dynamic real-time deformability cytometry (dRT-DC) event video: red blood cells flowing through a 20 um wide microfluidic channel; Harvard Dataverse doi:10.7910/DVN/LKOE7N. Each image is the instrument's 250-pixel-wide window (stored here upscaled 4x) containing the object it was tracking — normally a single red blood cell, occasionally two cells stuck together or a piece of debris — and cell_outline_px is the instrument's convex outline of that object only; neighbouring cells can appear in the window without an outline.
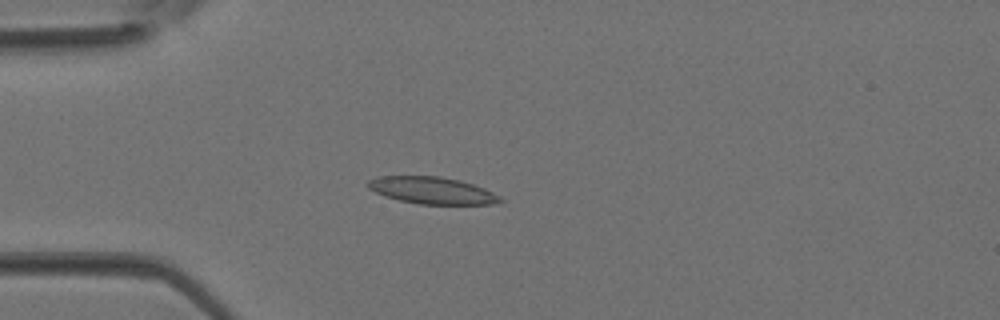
{"species": "Egyptian fruit bat (a non-hibernating species)", "species_latin": "Rousettus aegyptiacus", "temperature_condition": "room temperature", "stored_images_in_passage": 3, "camera_frame_rate_fps": 3000, "um_per_image_px": 0.085, "animal": {"sex": "female"}, "frame": {"image": 1, "passage_image": 3, "time_ms": 0.667, "image_size_px": [1000, 320], "cell_outline_px": [[504, 200], [500, 204], [420, 204], [400, 200], [384, 196], [368, 188], [364, 184], [368, 180], [376, 176], [440, 176], [460, 180], [484, 188], [500, 196]], "centroid_in_image_um": [36.72, 16.18], "position_along_channel_um": 48.3, "area_um2": 20.92}}